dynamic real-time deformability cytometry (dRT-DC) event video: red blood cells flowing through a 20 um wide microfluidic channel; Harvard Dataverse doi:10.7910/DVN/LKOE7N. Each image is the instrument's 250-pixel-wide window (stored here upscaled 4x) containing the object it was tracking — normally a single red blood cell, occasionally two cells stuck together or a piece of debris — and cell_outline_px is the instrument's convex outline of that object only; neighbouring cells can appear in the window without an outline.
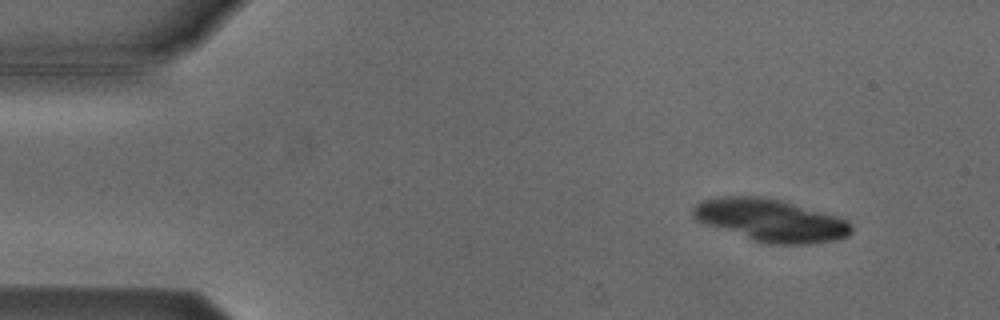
{"species": "Egyptian fruit bat (a non-hibernating species)", "species_latin": "Rousettus aegyptiacus", "temperature_condition": "cold", "stored_images_in_passage": 50, "camera_frame_rate_fps": 3000, "um_per_image_px": 0.085, "animal": {"sex": "male"}, "frame": {"image": 1, "passage_image": 2, "time_ms": 0.333, "image_size_px": [1000, 320], "cell_outline_px": [[852, 232], [848, 236], [836, 240], [812, 244], [768, 244], [752, 240], [696, 220], [692, 216], [692, 208], [700, 200], [720, 196], [764, 196], [780, 200], [836, 216], [848, 220], [852, 228]], "centroid_in_image_um": [65.5, 18.72], "position_along_channel_um": 19.5, "area_um2": 39.13}}
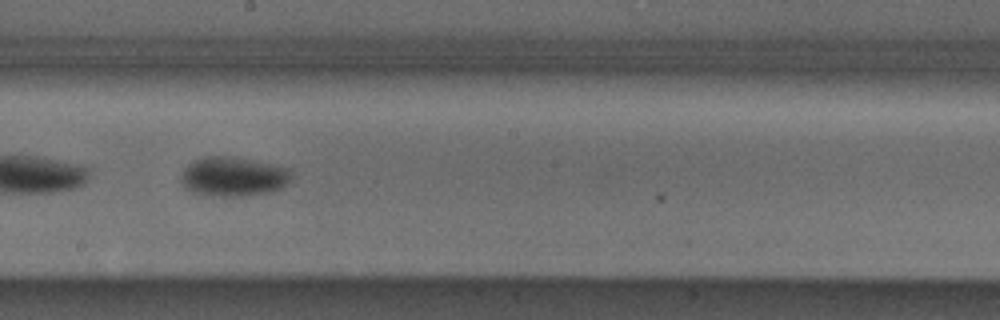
{"frame": {"image": 2, "passage_image": 26, "time_ms": 8.333, "image_size_px": [1000, 320], "cell_outline_px": [[292, 176], [280, 188], [268, 192], [240, 196], [204, 196], [192, 192], [184, 188], [180, 184], [180, 176], [184, 168], [188, 164], [204, 156], [232, 156], [256, 160], [288, 168], [292, 172]], "centroid_in_image_um": [19.76, 15.0], "position_along_channel_um": 228.4, "area_um2": 25.61}}
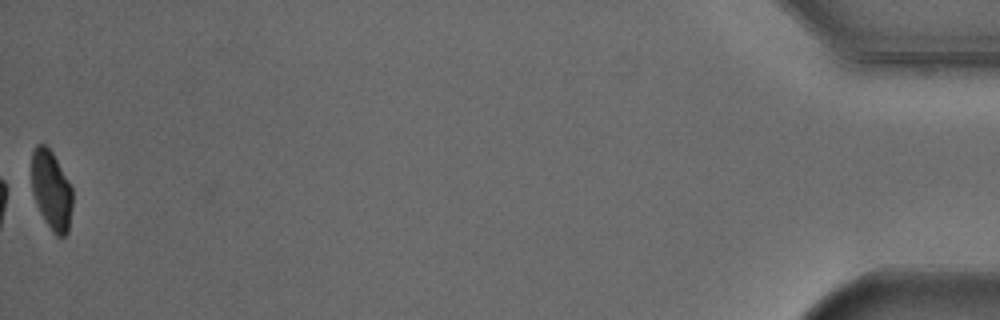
{"frame": {"image": 3, "passage_image": 50, "time_ms": 16.333, "image_size_px": [1000, 320], "cell_outline_px": [[72, 208], [68, 232], [64, 236], [56, 236], [52, 232], [44, 220], [36, 204], [32, 192], [32, 152], [36, 144], [44, 144], [52, 152], [72, 188]], "centroid_in_image_um": [4.36, 16.19], "position_along_channel_um": 430.8, "area_um2": 18.84}, "authors_computed_cell_mechanics": {"area_um2": 24.5361, "velocity_mm_per_s": 3.8197, "shape_relaxation_time_tau1_ms": 2.2309, "shape_relaxation_time_tau2_ms": null, "deformation_change_tau1": 0.0855, "deformation_change_tau2": null}}